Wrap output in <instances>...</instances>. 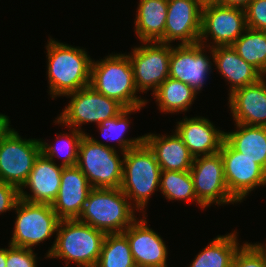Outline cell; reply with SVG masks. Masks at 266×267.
I'll return each instance as SVG.
<instances>
[{
  "instance_id": "6da1fadb",
  "label": "cell",
  "mask_w": 266,
  "mask_h": 267,
  "mask_svg": "<svg viewBox=\"0 0 266 267\" xmlns=\"http://www.w3.org/2000/svg\"><path fill=\"white\" fill-rule=\"evenodd\" d=\"M48 94L63 97L90 85L92 58L85 49L64 44L49 37L47 40Z\"/></svg>"
},
{
  "instance_id": "7a4b0ae2",
  "label": "cell",
  "mask_w": 266,
  "mask_h": 267,
  "mask_svg": "<svg viewBox=\"0 0 266 267\" xmlns=\"http://www.w3.org/2000/svg\"><path fill=\"white\" fill-rule=\"evenodd\" d=\"M105 236V232L77 219L61 220L45 258L63 259L65 267L72 262L78 267H95Z\"/></svg>"
},
{
  "instance_id": "3957f363",
  "label": "cell",
  "mask_w": 266,
  "mask_h": 267,
  "mask_svg": "<svg viewBox=\"0 0 266 267\" xmlns=\"http://www.w3.org/2000/svg\"><path fill=\"white\" fill-rule=\"evenodd\" d=\"M95 91L114 99L125 108L144 107L148 100L138 95L133 68L127 54H110L91 64L90 85Z\"/></svg>"
},
{
  "instance_id": "277c9868",
  "label": "cell",
  "mask_w": 266,
  "mask_h": 267,
  "mask_svg": "<svg viewBox=\"0 0 266 267\" xmlns=\"http://www.w3.org/2000/svg\"><path fill=\"white\" fill-rule=\"evenodd\" d=\"M135 210L121 188H92L77 220L106 234L123 233L137 219Z\"/></svg>"
},
{
  "instance_id": "5b68a950",
  "label": "cell",
  "mask_w": 266,
  "mask_h": 267,
  "mask_svg": "<svg viewBox=\"0 0 266 267\" xmlns=\"http://www.w3.org/2000/svg\"><path fill=\"white\" fill-rule=\"evenodd\" d=\"M160 173L159 163L145 142L124 153L121 190L142 215L150 197L160 188Z\"/></svg>"
},
{
  "instance_id": "8992f818",
  "label": "cell",
  "mask_w": 266,
  "mask_h": 267,
  "mask_svg": "<svg viewBox=\"0 0 266 267\" xmlns=\"http://www.w3.org/2000/svg\"><path fill=\"white\" fill-rule=\"evenodd\" d=\"M116 147L87 133L81 139L77 167L92 188H121L124 155L120 158Z\"/></svg>"
},
{
  "instance_id": "52a82bcc",
  "label": "cell",
  "mask_w": 266,
  "mask_h": 267,
  "mask_svg": "<svg viewBox=\"0 0 266 267\" xmlns=\"http://www.w3.org/2000/svg\"><path fill=\"white\" fill-rule=\"evenodd\" d=\"M14 210L17 216L10 245L32 249L57 233L61 219L50 204L31 203L20 198Z\"/></svg>"
},
{
  "instance_id": "ba28073f",
  "label": "cell",
  "mask_w": 266,
  "mask_h": 267,
  "mask_svg": "<svg viewBox=\"0 0 266 267\" xmlns=\"http://www.w3.org/2000/svg\"><path fill=\"white\" fill-rule=\"evenodd\" d=\"M66 96L67 98L71 97V100L62 113L55 118L54 123L74 128L80 132H84L81 125L94 122L98 126L126 109L118 101L102 95L91 86Z\"/></svg>"
},
{
  "instance_id": "9c48e42d",
  "label": "cell",
  "mask_w": 266,
  "mask_h": 267,
  "mask_svg": "<svg viewBox=\"0 0 266 267\" xmlns=\"http://www.w3.org/2000/svg\"><path fill=\"white\" fill-rule=\"evenodd\" d=\"M40 154V139H23L10 127L0 138V181L20 190Z\"/></svg>"
},
{
  "instance_id": "30bf717a",
  "label": "cell",
  "mask_w": 266,
  "mask_h": 267,
  "mask_svg": "<svg viewBox=\"0 0 266 267\" xmlns=\"http://www.w3.org/2000/svg\"><path fill=\"white\" fill-rule=\"evenodd\" d=\"M247 29L245 9L206 2L202 8L199 43L206 47L231 46ZM209 37L212 45L207 43ZM206 43V44H205ZM208 44V45H207Z\"/></svg>"
},
{
  "instance_id": "8fae6325",
  "label": "cell",
  "mask_w": 266,
  "mask_h": 267,
  "mask_svg": "<svg viewBox=\"0 0 266 267\" xmlns=\"http://www.w3.org/2000/svg\"><path fill=\"white\" fill-rule=\"evenodd\" d=\"M141 43L142 45L134 47L128 56L138 92L145 93L151 89L153 94L169 77L171 44Z\"/></svg>"
},
{
  "instance_id": "7c38bea8",
  "label": "cell",
  "mask_w": 266,
  "mask_h": 267,
  "mask_svg": "<svg viewBox=\"0 0 266 267\" xmlns=\"http://www.w3.org/2000/svg\"><path fill=\"white\" fill-rule=\"evenodd\" d=\"M197 200L205 207L238 201L229 193L220 153L195 157L190 169Z\"/></svg>"
},
{
  "instance_id": "4fadbf2b",
  "label": "cell",
  "mask_w": 266,
  "mask_h": 267,
  "mask_svg": "<svg viewBox=\"0 0 266 267\" xmlns=\"http://www.w3.org/2000/svg\"><path fill=\"white\" fill-rule=\"evenodd\" d=\"M224 165V176L229 193L242 202L258 187L266 185V171L253 159L234 150L225 140L219 151Z\"/></svg>"
},
{
  "instance_id": "5bb4252c",
  "label": "cell",
  "mask_w": 266,
  "mask_h": 267,
  "mask_svg": "<svg viewBox=\"0 0 266 267\" xmlns=\"http://www.w3.org/2000/svg\"><path fill=\"white\" fill-rule=\"evenodd\" d=\"M207 47L196 43L192 45L171 44L169 77L188 84L197 94L203 89L207 76L212 72L213 61L207 56Z\"/></svg>"
},
{
  "instance_id": "9a60e30c",
  "label": "cell",
  "mask_w": 266,
  "mask_h": 267,
  "mask_svg": "<svg viewBox=\"0 0 266 267\" xmlns=\"http://www.w3.org/2000/svg\"><path fill=\"white\" fill-rule=\"evenodd\" d=\"M203 5L201 0H168L163 43L176 40L179 45L199 43Z\"/></svg>"
},
{
  "instance_id": "2e32d148",
  "label": "cell",
  "mask_w": 266,
  "mask_h": 267,
  "mask_svg": "<svg viewBox=\"0 0 266 267\" xmlns=\"http://www.w3.org/2000/svg\"><path fill=\"white\" fill-rule=\"evenodd\" d=\"M123 232L127 237L137 267H167L168 246L163 238L147 225L142 215Z\"/></svg>"
},
{
  "instance_id": "e0dca14e",
  "label": "cell",
  "mask_w": 266,
  "mask_h": 267,
  "mask_svg": "<svg viewBox=\"0 0 266 267\" xmlns=\"http://www.w3.org/2000/svg\"><path fill=\"white\" fill-rule=\"evenodd\" d=\"M176 123L174 131L194 158L219 153L225 140V132L216 128L209 119L185 116Z\"/></svg>"
},
{
  "instance_id": "ac0fdd59",
  "label": "cell",
  "mask_w": 266,
  "mask_h": 267,
  "mask_svg": "<svg viewBox=\"0 0 266 267\" xmlns=\"http://www.w3.org/2000/svg\"><path fill=\"white\" fill-rule=\"evenodd\" d=\"M92 186L77 167H63L58 195L52 209L61 220L78 219Z\"/></svg>"
},
{
  "instance_id": "d6986e66",
  "label": "cell",
  "mask_w": 266,
  "mask_h": 267,
  "mask_svg": "<svg viewBox=\"0 0 266 267\" xmlns=\"http://www.w3.org/2000/svg\"><path fill=\"white\" fill-rule=\"evenodd\" d=\"M62 171L63 166L57 165L41 153L26 183L20 189V198L31 203L52 205L60 189ZM24 187L29 188L32 194L27 193Z\"/></svg>"
},
{
  "instance_id": "ffe728a7",
  "label": "cell",
  "mask_w": 266,
  "mask_h": 267,
  "mask_svg": "<svg viewBox=\"0 0 266 267\" xmlns=\"http://www.w3.org/2000/svg\"><path fill=\"white\" fill-rule=\"evenodd\" d=\"M228 100L235 123L266 126V76L254 84L235 89Z\"/></svg>"
},
{
  "instance_id": "44dd1931",
  "label": "cell",
  "mask_w": 266,
  "mask_h": 267,
  "mask_svg": "<svg viewBox=\"0 0 266 267\" xmlns=\"http://www.w3.org/2000/svg\"><path fill=\"white\" fill-rule=\"evenodd\" d=\"M216 70L228 82L229 94L235 89L254 84L264 76L242 59L232 46L207 47Z\"/></svg>"
},
{
  "instance_id": "7402d4cb",
  "label": "cell",
  "mask_w": 266,
  "mask_h": 267,
  "mask_svg": "<svg viewBox=\"0 0 266 267\" xmlns=\"http://www.w3.org/2000/svg\"><path fill=\"white\" fill-rule=\"evenodd\" d=\"M144 142L153 151L161 171H190L194 157L174 131L171 135H144Z\"/></svg>"
},
{
  "instance_id": "603a6c76",
  "label": "cell",
  "mask_w": 266,
  "mask_h": 267,
  "mask_svg": "<svg viewBox=\"0 0 266 267\" xmlns=\"http://www.w3.org/2000/svg\"><path fill=\"white\" fill-rule=\"evenodd\" d=\"M168 0H139L134 32L140 42L163 43Z\"/></svg>"
},
{
  "instance_id": "cb8c5ba5",
  "label": "cell",
  "mask_w": 266,
  "mask_h": 267,
  "mask_svg": "<svg viewBox=\"0 0 266 267\" xmlns=\"http://www.w3.org/2000/svg\"><path fill=\"white\" fill-rule=\"evenodd\" d=\"M235 126V131L225 132V141L266 171V126L240 123Z\"/></svg>"
},
{
  "instance_id": "d4e9b609",
  "label": "cell",
  "mask_w": 266,
  "mask_h": 267,
  "mask_svg": "<svg viewBox=\"0 0 266 267\" xmlns=\"http://www.w3.org/2000/svg\"><path fill=\"white\" fill-rule=\"evenodd\" d=\"M238 232L217 235L209 245L200 251L189 267H231L235 253L241 246Z\"/></svg>"
},
{
  "instance_id": "484cf974",
  "label": "cell",
  "mask_w": 266,
  "mask_h": 267,
  "mask_svg": "<svg viewBox=\"0 0 266 267\" xmlns=\"http://www.w3.org/2000/svg\"><path fill=\"white\" fill-rule=\"evenodd\" d=\"M161 112H186L192 106L197 93L186 83L168 77L152 94Z\"/></svg>"
},
{
  "instance_id": "4316f807",
  "label": "cell",
  "mask_w": 266,
  "mask_h": 267,
  "mask_svg": "<svg viewBox=\"0 0 266 267\" xmlns=\"http://www.w3.org/2000/svg\"><path fill=\"white\" fill-rule=\"evenodd\" d=\"M231 46L242 59L266 76V31L247 28Z\"/></svg>"
},
{
  "instance_id": "83f0119b",
  "label": "cell",
  "mask_w": 266,
  "mask_h": 267,
  "mask_svg": "<svg viewBox=\"0 0 266 267\" xmlns=\"http://www.w3.org/2000/svg\"><path fill=\"white\" fill-rule=\"evenodd\" d=\"M69 128V133H58L56 140L59 143L48 144L40 138L41 153L48 159L55 161L58 157L63 167L77 166L80 141L86 132H80L74 128Z\"/></svg>"
},
{
  "instance_id": "f1b7e54d",
  "label": "cell",
  "mask_w": 266,
  "mask_h": 267,
  "mask_svg": "<svg viewBox=\"0 0 266 267\" xmlns=\"http://www.w3.org/2000/svg\"><path fill=\"white\" fill-rule=\"evenodd\" d=\"M141 108L144 107H134V108H126L116 117H112L103 121L100 125H98V130H100V134L104 137L105 140L116 141L119 152L123 156L125 152L129 149L135 148L141 145L144 142V135L135 137V138H127L125 137L127 130L129 129L130 120L129 115L131 113H135L136 111H140Z\"/></svg>"
},
{
  "instance_id": "f546056e",
  "label": "cell",
  "mask_w": 266,
  "mask_h": 267,
  "mask_svg": "<svg viewBox=\"0 0 266 267\" xmlns=\"http://www.w3.org/2000/svg\"><path fill=\"white\" fill-rule=\"evenodd\" d=\"M159 190L168 201L195 202L203 210L205 207L197 200L194 182L190 171H161Z\"/></svg>"
},
{
  "instance_id": "4dcf8cb0",
  "label": "cell",
  "mask_w": 266,
  "mask_h": 267,
  "mask_svg": "<svg viewBox=\"0 0 266 267\" xmlns=\"http://www.w3.org/2000/svg\"><path fill=\"white\" fill-rule=\"evenodd\" d=\"M95 267H137L129 241L123 233L106 234Z\"/></svg>"
},
{
  "instance_id": "1f68e13d",
  "label": "cell",
  "mask_w": 266,
  "mask_h": 267,
  "mask_svg": "<svg viewBox=\"0 0 266 267\" xmlns=\"http://www.w3.org/2000/svg\"><path fill=\"white\" fill-rule=\"evenodd\" d=\"M263 244L245 241L235 253L231 267H266V243Z\"/></svg>"
},
{
  "instance_id": "d6a6232c",
  "label": "cell",
  "mask_w": 266,
  "mask_h": 267,
  "mask_svg": "<svg viewBox=\"0 0 266 267\" xmlns=\"http://www.w3.org/2000/svg\"><path fill=\"white\" fill-rule=\"evenodd\" d=\"M6 267H37V254L34 249L8 244Z\"/></svg>"
},
{
  "instance_id": "836d02e7",
  "label": "cell",
  "mask_w": 266,
  "mask_h": 267,
  "mask_svg": "<svg viewBox=\"0 0 266 267\" xmlns=\"http://www.w3.org/2000/svg\"><path fill=\"white\" fill-rule=\"evenodd\" d=\"M245 13L247 28L266 31V0H252Z\"/></svg>"
},
{
  "instance_id": "e575fe53",
  "label": "cell",
  "mask_w": 266,
  "mask_h": 267,
  "mask_svg": "<svg viewBox=\"0 0 266 267\" xmlns=\"http://www.w3.org/2000/svg\"><path fill=\"white\" fill-rule=\"evenodd\" d=\"M20 199V190L11 185L0 181V214L14 210Z\"/></svg>"
},
{
  "instance_id": "d590c367",
  "label": "cell",
  "mask_w": 266,
  "mask_h": 267,
  "mask_svg": "<svg viewBox=\"0 0 266 267\" xmlns=\"http://www.w3.org/2000/svg\"><path fill=\"white\" fill-rule=\"evenodd\" d=\"M252 0H214L213 2L231 7H238L245 9Z\"/></svg>"
},
{
  "instance_id": "8d00e7d4",
  "label": "cell",
  "mask_w": 266,
  "mask_h": 267,
  "mask_svg": "<svg viewBox=\"0 0 266 267\" xmlns=\"http://www.w3.org/2000/svg\"><path fill=\"white\" fill-rule=\"evenodd\" d=\"M10 119L5 114H0V138L10 128Z\"/></svg>"
},
{
  "instance_id": "74e56055",
  "label": "cell",
  "mask_w": 266,
  "mask_h": 267,
  "mask_svg": "<svg viewBox=\"0 0 266 267\" xmlns=\"http://www.w3.org/2000/svg\"><path fill=\"white\" fill-rule=\"evenodd\" d=\"M7 248H0V267H6Z\"/></svg>"
},
{
  "instance_id": "f35d334b",
  "label": "cell",
  "mask_w": 266,
  "mask_h": 267,
  "mask_svg": "<svg viewBox=\"0 0 266 267\" xmlns=\"http://www.w3.org/2000/svg\"><path fill=\"white\" fill-rule=\"evenodd\" d=\"M203 3H206V2H213L214 0H201Z\"/></svg>"
}]
</instances>
